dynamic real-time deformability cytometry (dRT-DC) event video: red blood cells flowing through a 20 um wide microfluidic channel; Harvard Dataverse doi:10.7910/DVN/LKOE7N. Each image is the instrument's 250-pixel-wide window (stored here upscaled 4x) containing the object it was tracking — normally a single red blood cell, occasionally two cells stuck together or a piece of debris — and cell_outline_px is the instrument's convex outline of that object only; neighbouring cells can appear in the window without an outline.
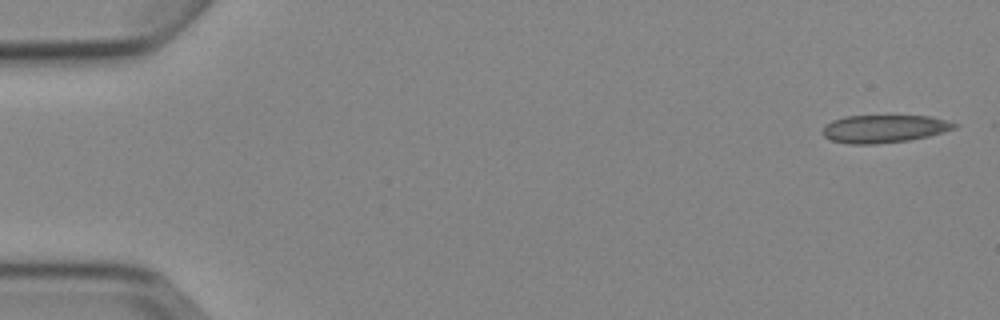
{"species": "Egyptian fruit bat (a non-hibernating species)", "species_latin": "Rousettus aegyptiacus", "temperature_condition": "cold", "stored_images_in_passage": 4, "camera_frame_rate_fps": 3000, "um_per_image_px": 0.085, "animal": {"sex": "female"}, "frame": {"image": 1, "passage_image": 1, "time_ms": 0.0, "image_size_px": [1000, 320], "cell_outline_px": [[960, 124], [956, 128], [928, 136], [908, 140], [876, 144], [848, 144], [832, 140], [824, 136], [824, 128], [832, 120], [844, 116], [932, 116]], "centroid_in_image_um": [75.19, 10.94], "position_along_channel_um": 9.8, "area_um2": 21.21}}
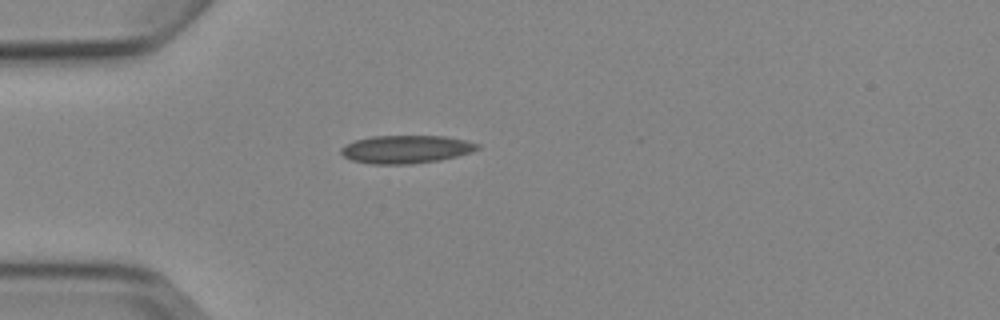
{"frame": {"image": 2, "passage_image": 4, "time_ms": 4.333, "image_size_px": [1000, 320], "cell_outline_px": [[480, 148], [456, 156], [440, 160], [412, 164], [372, 164], [352, 160], [344, 156], [340, 152], [340, 148], [344, 144], [356, 140], [372, 136], [444, 136], [464, 140], [480, 144]], "centroid_in_image_um": [34.48, 12.69], "position_along_channel_um": 50.5, "area_um2": 22.2}}